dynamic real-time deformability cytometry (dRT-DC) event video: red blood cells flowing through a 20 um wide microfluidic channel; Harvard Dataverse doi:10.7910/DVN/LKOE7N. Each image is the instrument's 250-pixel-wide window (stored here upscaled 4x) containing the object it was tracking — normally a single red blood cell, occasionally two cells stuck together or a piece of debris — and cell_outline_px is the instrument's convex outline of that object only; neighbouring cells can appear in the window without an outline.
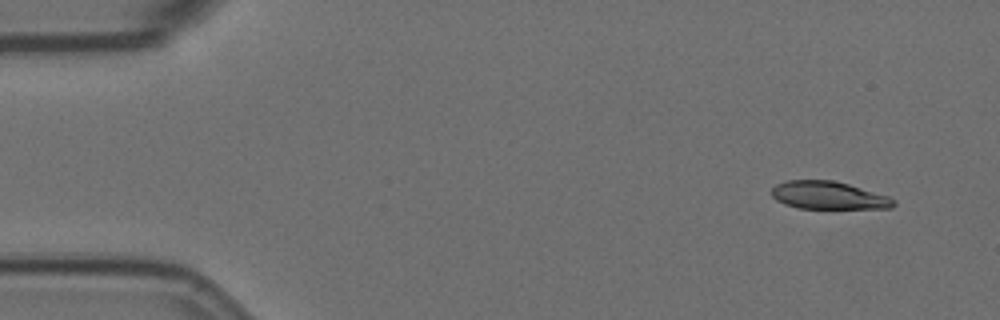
{"species": "Egyptian fruit bat (a non-hibernating species)", "species_latin": "Rousettus aegyptiacus", "temperature_condition": "room temperature", "stored_images_in_passage": 4, "segment_of_instrument_passage": [2, 2], "camera_frame_rate_fps": 3000, "um_per_image_px": 0.085, "animal": {"sex": "female"}, "frame": {"image": 1, "passage_image": 4, "time_ms": 5.0, "image_size_px": [1000, 320], "cell_outline_px": [[896, 204], [892, 208], [800, 208], [784, 204], [776, 200], [772, 196], [772, 188], [776, 184], [784, 180], [832, 180], [848, 184], [888, 196], [896, 200]], "centroid_in_image_um": [70.41, 16.6], "position_along_channel_um": 14.6, "area_um2": 19.71}}